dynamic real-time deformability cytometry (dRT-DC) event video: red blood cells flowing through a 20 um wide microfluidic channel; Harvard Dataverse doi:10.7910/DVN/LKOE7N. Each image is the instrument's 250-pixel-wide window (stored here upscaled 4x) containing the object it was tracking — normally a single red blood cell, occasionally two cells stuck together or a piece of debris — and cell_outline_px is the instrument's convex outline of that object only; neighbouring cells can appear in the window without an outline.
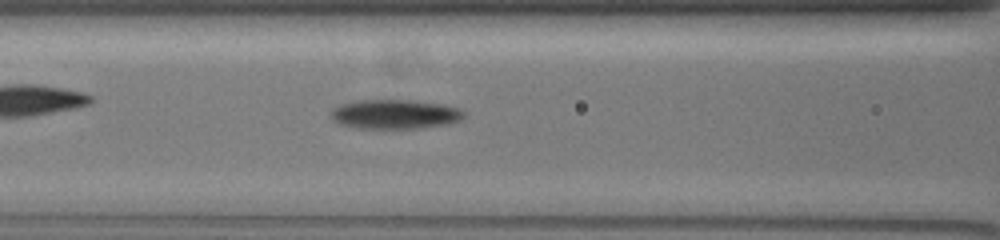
{"species": "common noctule bat (a hibernating species)", "species_latin": "Nyctalus noctula", "temperature_condition": "warm", "stored_images_in_passage": 59, "camera_frame_rate_fps": 3000, "um_per_image_px": 0.085, "animal": {"sex": "female", "body_mass_g": 19.5, "forearm_length_mm": 54.1}, "frame": {"image": 1, "passage_image": 29, "time_ms": 9.333, "image_size_px": [1000, 240], "cell_outline_px": [[464, 116], [460, 120], [448, 124], [420, 128], [352, 128], [340, 124], [332, 116], [332, 108], [340, 104], [360, 100], [412, 100], [444, 104], [460, 108], [464, 112]], "centroid_in_image_um": [33.6, 9.7], "position_along_channel_um": 133.0, "area_um2": 22.77}}
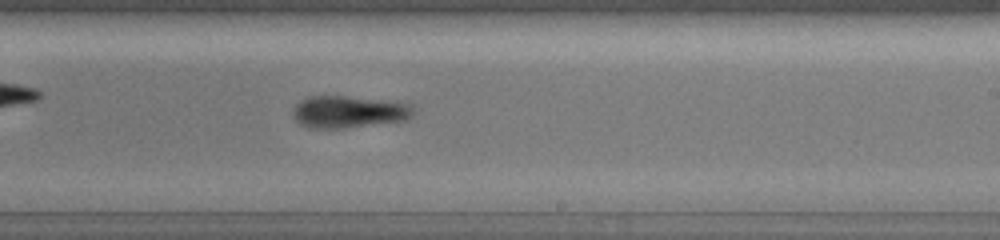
{"frame": {"image": 2, "passage_image": 39, "time_ms": 12.667, "image_size_px": [1000, 240], "cell_outline_px": [[416, 112], [404, 120], [344, 128], [308, 128], [300, 124], [296, 120], [292, 112], [296, 104], [300, 100], [312, 96], [344, 96], [388, 100], [408, 104]], "centroid_in_image_um": [29.61, 9.5], "position_along_channel_um": 259.4, "area_um2": 22.37}}
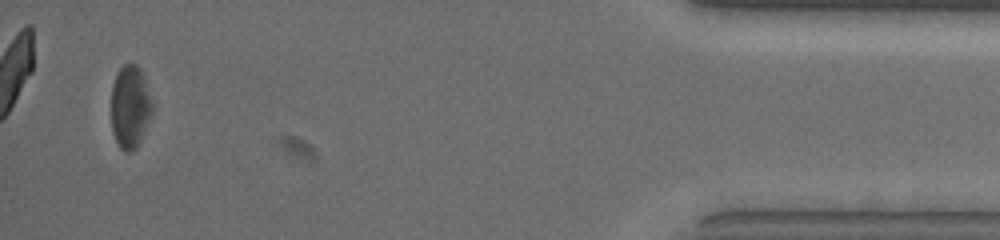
{"frame": {"image": 3, "passage_image": 57, "time_ms": 18.667, "image_size_px": [1000, 240], "cell_outline_px": [[152, 112], [140, 144], [132, 152], [124, 152], [120, 148], [112, 132], [112, 84], [116, 72], [124, 64], [136, 64], [140, 68], [144, 76], [152, 104]], "centroid_in_image_um": [11.06, 9.09], "position_along_channel_um": 424.1, "area_um2": 19.94}, "authors_computed_cell_mechanics": {"area_um2": 21.386, "velocity_mm_per_s": 3.7999, "shape_relaxation_time_tau1_ms": 7.5848, "shape_relaxation_time_tau2_ms": 4.3532, "deformation_change_tau1": 0.1878, "deformation_change_tau2": 0.1185}}